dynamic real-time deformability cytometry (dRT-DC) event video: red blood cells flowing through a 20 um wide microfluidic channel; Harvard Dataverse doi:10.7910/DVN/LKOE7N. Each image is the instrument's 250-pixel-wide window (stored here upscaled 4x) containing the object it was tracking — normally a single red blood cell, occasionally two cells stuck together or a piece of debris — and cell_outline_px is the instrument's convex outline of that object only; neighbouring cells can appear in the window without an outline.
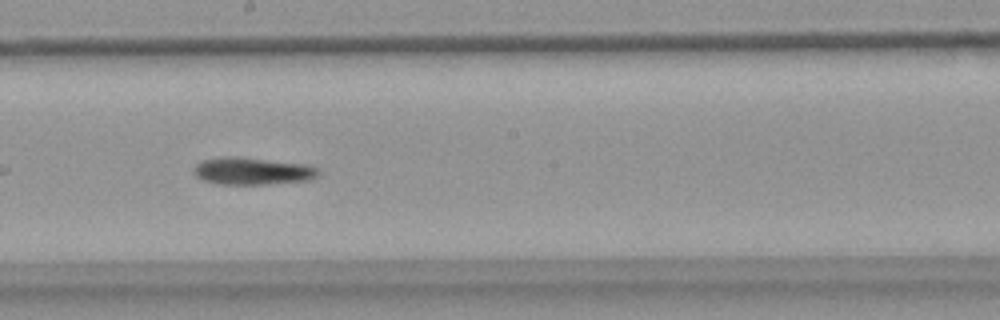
{"species": "common noctule bat (a hibernating species)", "species_latin": "Nyctalus noctula", "temperature_condition": "warm", "stored_images_in_passage": 37, "camera_frame_rate_fps": 3000, "um_per_image_px": 0.085, "animal": {"sex": "female", "body_mass_g": 18.4}, "frame": {"image": 1, "passage_image": 16, "time_ms": 5.0, "image_size_px": [1000, 320], "cell_outline_px": [[320, 176], [308, 180], [264, 184], [216, 184], [204, 180], [196, 176], [192, 172], [192, 168], [200, 160], [224, 156], [236, 156], [308, 164], [320, 168]], "centroid_in_image_um": [21.45, 14.53], "position_along_channel_um": 226.7, "area_um2": 20.17}}
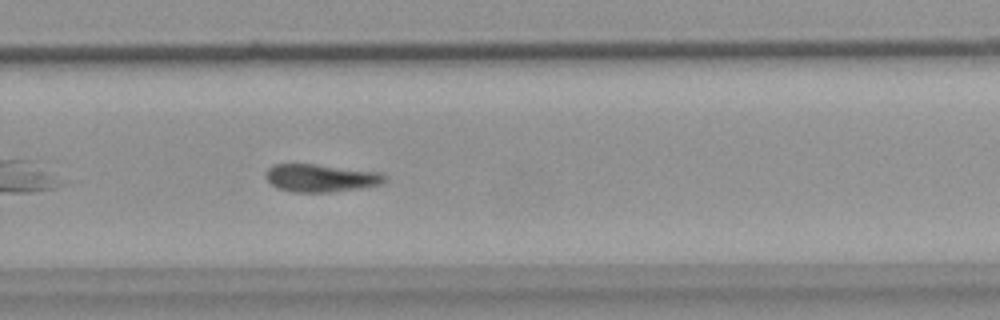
{"frame": {"image": 2, "passage_image": 22, "time_ms": 7.0, "image_size_px": [1000, 320], "cell_outline_px": [[388, 180], [384, 184], [360, 188], [332, 192], [292, 192], [276, 188], [264, 176], [264, 172], [272, 164], [316, 164], [384, 172], [388, 176]], "centroid_in_image_um": [27.32, 15.12], "position_along_channel_um": 302.5, "area_um2": 19.77}}